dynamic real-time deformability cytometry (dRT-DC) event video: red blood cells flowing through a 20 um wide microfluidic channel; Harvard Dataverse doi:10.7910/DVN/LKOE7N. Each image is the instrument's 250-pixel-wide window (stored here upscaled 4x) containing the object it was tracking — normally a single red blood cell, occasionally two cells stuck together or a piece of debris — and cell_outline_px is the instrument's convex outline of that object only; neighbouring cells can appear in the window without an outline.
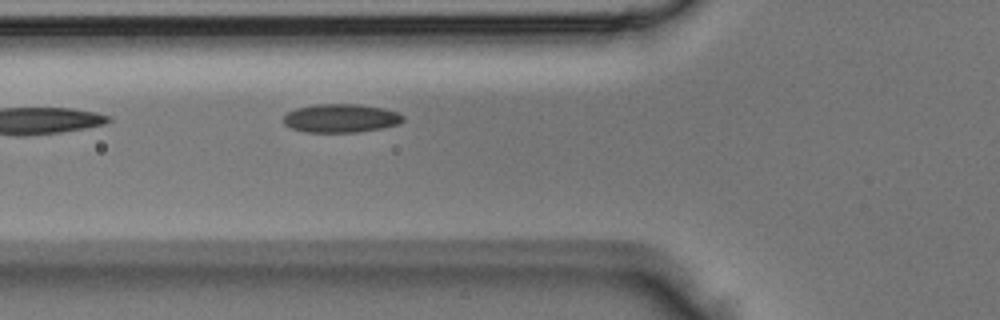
{"species": "Egyptian fruit bat (a non-hibernating species)", "species_latin": "Rousettus aegyptiacus", "temperature_condition": "room temperature", "stored_images_in_passage": 3, "camera_frame_rate_fps": 3000, "um_per_image_px": 0.085, "animal": {"sex": "male"}, "frame": {"image": 1, "passage_image": 3, "time_ms": 0.667, "image_size_px": [1000, 320], "cell_outline_px": [[404, 120], [400, 124], [380, 128], [356, 132], [304, 132], [292, 128], [284, 124], [284, 116], [288, 112], [296, 108], [316, 104], [356, 104], [384, 108], [396, 112], [404, 116]], "centroid_in_image_um": [28.98, 10.05], "position_along_channel_um": 96.8, "area_um2": 19.83}}